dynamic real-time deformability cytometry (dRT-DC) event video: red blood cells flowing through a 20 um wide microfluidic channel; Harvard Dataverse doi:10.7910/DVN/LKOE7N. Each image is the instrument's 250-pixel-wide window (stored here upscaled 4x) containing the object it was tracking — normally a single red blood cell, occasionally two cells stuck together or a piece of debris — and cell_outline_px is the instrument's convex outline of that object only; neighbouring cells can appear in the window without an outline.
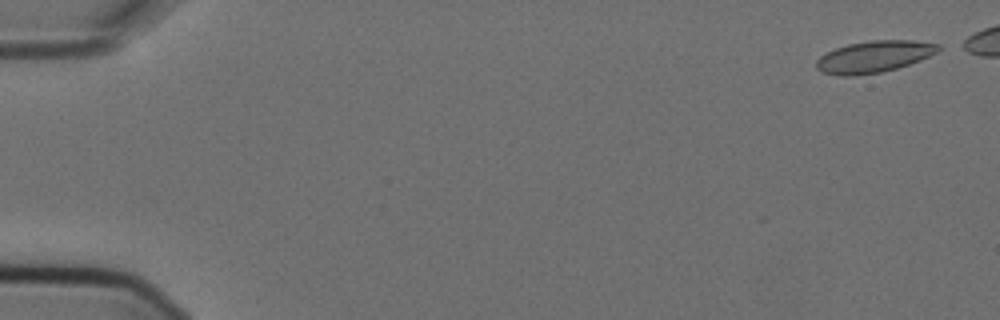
{"species": "Egyptian fruit bat (a non-hibernating species)", "species_latin": "Rousettus aegyptiacus", "temperature_condition": "cold", "stored_images_in_passage": 7, "camera_frame_rate_fps": 3000, "um_per_image_px": 0.085, "animal": {"sex": "female"}, "frame": {"image": 1, "passage_image": 1, "time_ms": 0.0, "image_size_px": [1000, 320], "cell_outline_px": [[940, 48], [936, 52], [920, 60], [896, 68], [880, 72], [856, 76], [840, 76], [820, 72], [816, 68], [816, 60], [820, 56], [836, 48], [848, 44], [868, 40], [912, 40], [940, 44]], "centroid_in_image_um": [74.25, 4.82], "position_along_channel_um": 10.8, "area_um2": 22.48}}
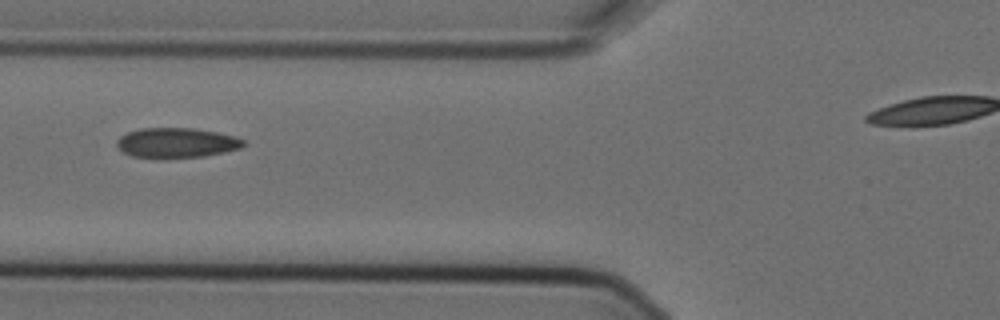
{"frame": {"image": 2, "passage_image": 6, "time_ms": 1.667, "image_size_px": [1000, 320], "cell_outline_px": [[248, 144], [240, 148], [224, 152], [204, 156], [132, 156], [124, 152], [116, 144], [116, 140], [120, 136], [128, 132], [140, 128], [192, 128], [216, 132], [232, 136], [244, 140]], "centroid_in_image_um": [15.03, 12.1], "position_along_channel_um": 110.8, "area_um2": 21.44}}
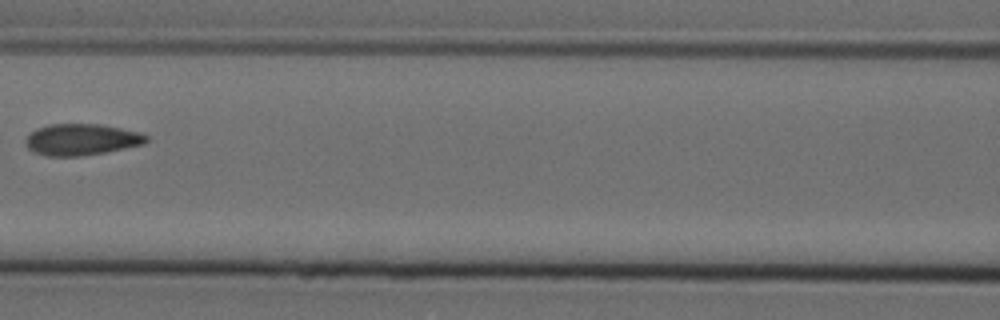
{"frame": {"image": 3, "passage_image": 7, "time_ms": 2.0, "image_size_px": [1000, 320], "cell_outline_px": [[148, 140], [144, 144], [104, 152], [80, 156], [48, 156], [36, 152], [28, 148], [24, 140], [36, 128], [48, 124], [100, 124], [140, 132], [148, 136]], "centroid_in_image_um": [6.93, 11.85], "position_along_channel_um": 159.7, "area_um2": 21.96}}